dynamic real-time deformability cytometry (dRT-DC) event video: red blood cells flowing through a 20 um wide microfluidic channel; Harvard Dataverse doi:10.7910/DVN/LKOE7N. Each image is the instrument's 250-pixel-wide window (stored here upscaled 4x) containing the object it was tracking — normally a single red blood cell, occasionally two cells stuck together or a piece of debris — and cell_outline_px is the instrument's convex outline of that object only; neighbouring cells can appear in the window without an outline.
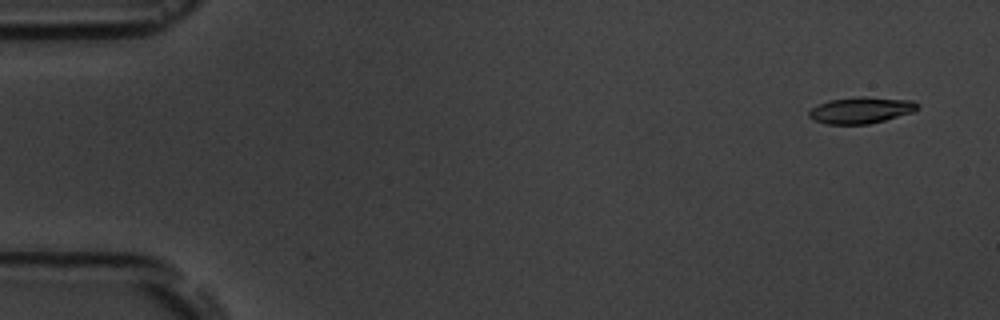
{"species": "common noctule bat (a hibernating species)", "species_latin": "Nyctalus noctula", "temperature_condition": "room temperature", "stored_images_in_passage": 4, "camera_frame_rate_fps": 3000, "um_per_image_px": 0.085, "animal": {"sex": "male", "body_mass_g": 19.5, "forearm_length_mm": 54.6}, "frame": {"image": 1, "passage_image": 1, "time_ms": 0.0, "image_size_px": [1000, 320], "cell_outline_px": [[916, 112], [868, 124], [828, 124], [816, 120], [808, 116], [808, 112], [812, 108], [828, 100], [860, 96], [864, 96], [912, 100], [916, 104]], "centroid_in_image_um": [73.19, 9.36], "position_along_channel_um": 11.8, "area_um2": 16.59}}
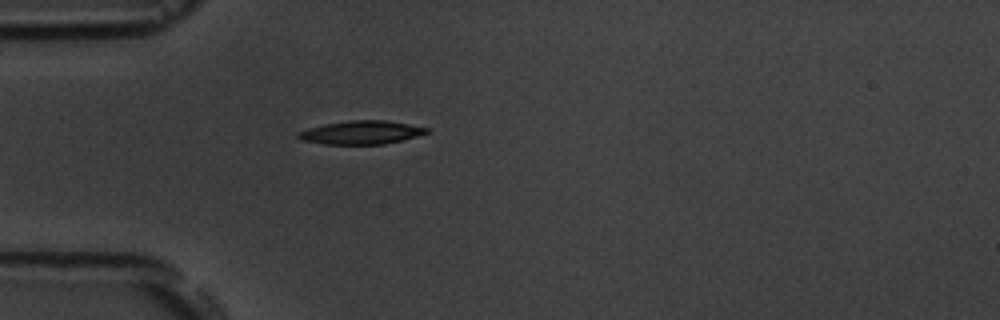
{"frame": {"image": 2, "passage_image": 4, "time_ms": 4.333, "image_size_px": [1000, 320], "cell_outline_px": [[428, 132], [416, 136], [384, 144], [324, 144], [300, 140], [296, 136], [296, 132], [308, 128], [324, 124], [348, 120], [384, 120], [408, 124], [428, 128]], "centroid_in_image_um": [30.62, 11.26], "position_along_channel_um": 54.4, "area_um2": 17.46}}